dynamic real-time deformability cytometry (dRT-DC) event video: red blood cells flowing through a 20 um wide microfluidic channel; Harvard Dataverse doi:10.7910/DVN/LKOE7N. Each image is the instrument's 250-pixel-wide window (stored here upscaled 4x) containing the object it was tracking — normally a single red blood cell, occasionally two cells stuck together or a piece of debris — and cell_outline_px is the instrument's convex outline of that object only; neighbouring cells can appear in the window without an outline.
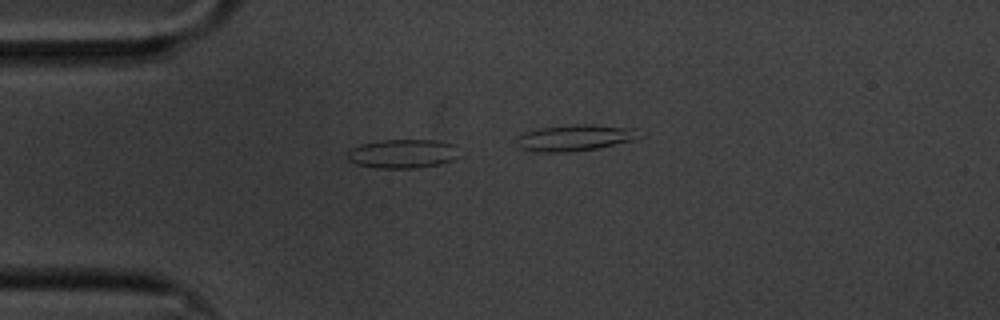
{"species": "common noctule bat (a hibernating species)", "species_latin": "Nyctalus noctula", "temperature_condition": "cold", "stored_images_in_passage": 15, "camera_frame_rate_fps": 3000, "um_per_image_px": 0.085, "animal": {"sex": "male", "body_mass_g": 20.1, "forearm_length_mm": 53.5}, "frame": {"image": 1, "passage_image": 7, "time_ms": 2.0, "image_size_px": [1000, 320], "cell_outline_px": [[460, 156], [452, 160], [440, 164], [412, 168], [376, 168], [356, 164], [348, 160], [348, 148], [360, 144], [380, 140], [440, 140], [456, 144]], "centroid_in_image_um": [34.24, 13.05], "position_along_channel_um": 50.8, "area_um2": 19.19}}